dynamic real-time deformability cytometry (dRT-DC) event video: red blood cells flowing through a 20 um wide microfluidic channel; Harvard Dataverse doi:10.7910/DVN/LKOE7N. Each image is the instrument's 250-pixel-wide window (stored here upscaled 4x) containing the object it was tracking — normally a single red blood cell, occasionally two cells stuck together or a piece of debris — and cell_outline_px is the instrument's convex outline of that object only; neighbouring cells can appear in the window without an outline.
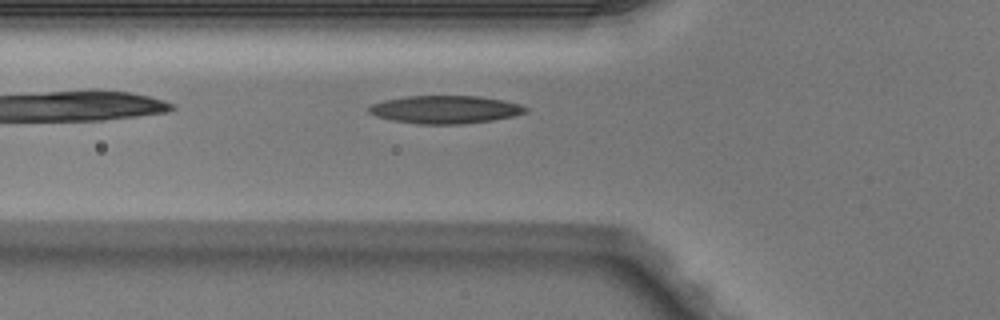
{"species": "Egyptian fruit bat (a non-hibernating species)", "species_latin": "Rousettus aegyptiacus", "temperature_condition": "warm", "stored_images_in_passage": 2, "camera_frame_rate_fps": 3000, "um_per_image_px": 0.085, "animal": {"sex": "male"}, "frame": {"image": 1, "passage_image": 2, "time_ms": 0.333, "image_size_px": [1000, 320], "cell_outline_px": [[528, 112], [512, 116], [492, 120], [460, 124], [416, 124], [392, 120], [376, 116], [368, 112], [368, 108], [372, 104], [384, 100], [408, 96], [480, 96], [504, 100], [520, 104], [528, 108]], "centroid_in_image_um": [37.85, 9.31], "position_along_channel_um": 87.9, "area_um2": 25.49}}